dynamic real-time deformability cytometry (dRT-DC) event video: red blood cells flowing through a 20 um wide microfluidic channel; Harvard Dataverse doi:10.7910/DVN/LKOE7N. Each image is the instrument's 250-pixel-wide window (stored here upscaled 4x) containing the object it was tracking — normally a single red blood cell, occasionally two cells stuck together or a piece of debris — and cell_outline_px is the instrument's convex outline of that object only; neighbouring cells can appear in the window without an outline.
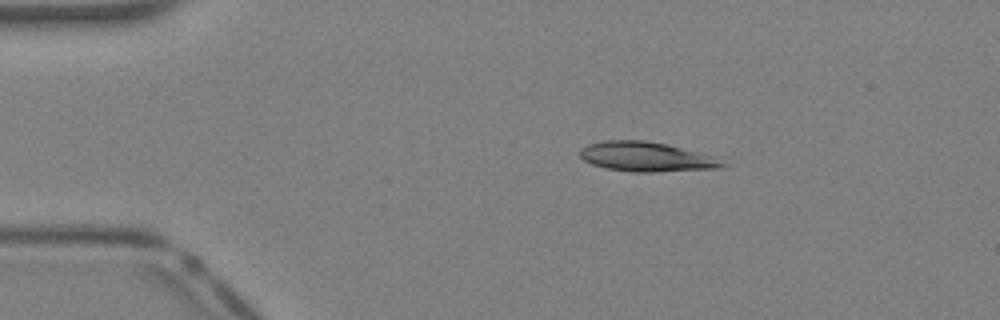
{"species": "Egyptian fruit bat (a non-hibernating species)", "species_latin": "Rousettus aegyptiacus", "temperature_condition": "warm", "stored_images_in_passage": 3, "camera_frame_rate_fps": 3000, "um_per_image_px": 0.085, "animal": {"sex": "female"}, "frame": {"image": 1, "passage_image": 1, "time_ms": 0.0, "image_size_px": [1000, 320], "cell_outline_px": [[728, 164], [724, 168], [652, 172], [632, 172], [608, 168], [592, 164], [584, 160], [580, 156], [580, 148], [588, 144], [604, 140], [644, 140], [668, 144], [712, 156]], "centroid_in_image_um": [54.94, 13.32], "position_along_channel_um": 30.1, "area_um2": 24.57}}